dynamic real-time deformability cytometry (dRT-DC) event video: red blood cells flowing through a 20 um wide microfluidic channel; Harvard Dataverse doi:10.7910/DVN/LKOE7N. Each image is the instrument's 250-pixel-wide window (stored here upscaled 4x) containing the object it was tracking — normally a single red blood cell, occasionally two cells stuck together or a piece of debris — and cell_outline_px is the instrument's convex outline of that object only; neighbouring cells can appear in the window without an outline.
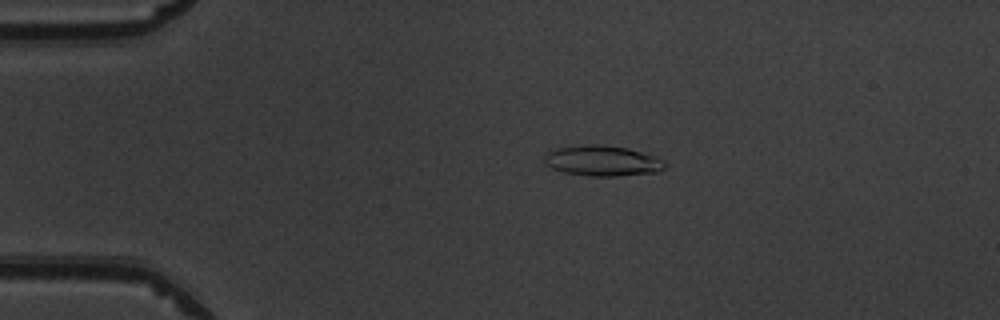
{"species": "common noctule bat (a hibernating species)", "species_latin": "Nyctalus noctula", "temperature_condition": "warm", "stored_images_in_passage": 41, "camera_frame_rate_fps": 3000, "um_per_image_px": 0.085, "animal": {"sex": "male", "body_mass_g": 19.5, "forearm_length_mm": 54.6}, "frame": {"image": 1, "passage_image": 1, "time_ms": 0.0, "image_size_px": [1000, 320], "cell_outline_px": [[668, 164], [660, 172], [620, 176], [588, 176], [564, 172], [552, 168], [544, 164], [544, 156], [548, 148], [584, 144], [600, 144], [628, 148], [656, 156], [664, 160]], "centroid_in_image_um": [51.19, 13.65], "position_along_channel_um": 33.8, "area_um2": 22.08}}
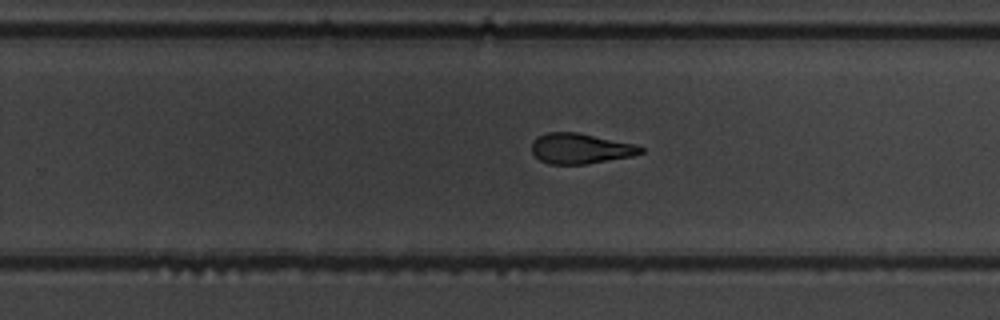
{"frame": {"image": 2, "passage_image": 23, "time_ms": 7.333, "image_size_px": [1000, 320], "cell_outline_px": [[644, 152], [632, 156], [588, 164], [548, 164], [540, 160], [532, 152], [532, 140], [536, 136], [548, 132], [580, 132], [636, 144], [644, 148]], "centroid_in_image_um": [49.34, 12.61], "position_along_channel_um": 280.5, "area_um2": 19.59}}
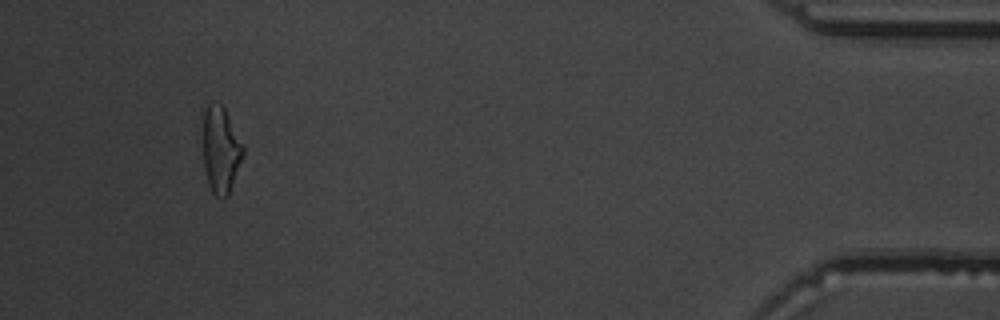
{"frame": {"image": 3, "passage_image": 38, "time_ms": 12.333, "image_size_px": [1000, 320], "cell_outline_px": [[244, 156], [228, 196], [224, 200], [216, 196], [212, 192], [208, 184], [204, 168], [200, 116], [200, 112], [212, 100], [216, 100], [224, 108], [244, 144]], "centroid_in_image_um": [18.72, 12.67], "position_along_channel_um": 416.5, "area_um2": 21.44}, "authors_computed_cell_mechanics": {"area_um2": 20.2878, "velocity_mm_per_s": 4.0215, "shape_relaxation_time_tau1_ms": 4.9964, "shape_relaxation_time_tau2_ms": 2.1704, "deformation_change_tau1": 0.1916, "deformation_change_tau2": 0.1144}}